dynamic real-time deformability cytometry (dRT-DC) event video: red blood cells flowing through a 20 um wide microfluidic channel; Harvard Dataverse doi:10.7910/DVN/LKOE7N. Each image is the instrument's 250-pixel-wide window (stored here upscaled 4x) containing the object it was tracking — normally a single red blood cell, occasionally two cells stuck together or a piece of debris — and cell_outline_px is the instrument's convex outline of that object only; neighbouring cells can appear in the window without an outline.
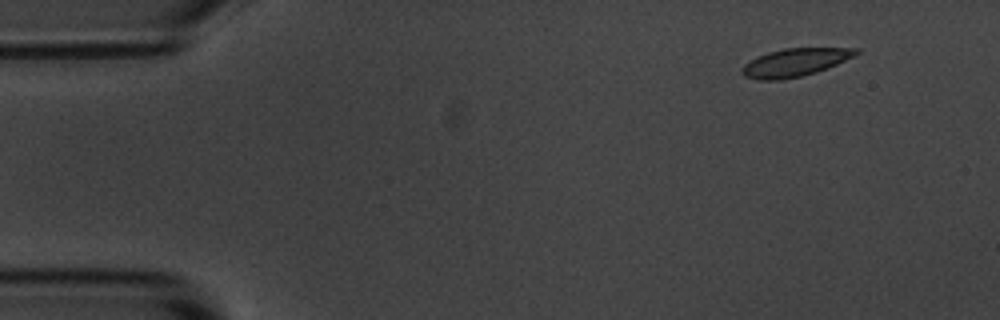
{"species": "common noctule bat (a hibernating species)", "species_latin": "Nyctalus noctula", "temperature_condition": "room temperature", "stored_images_in_passage": 4, "camera_frame_rate_fps": 3000, "um_per_image_px": 0.085, "animal": {"sex": "male", "body_mass_g": 20.1, "forearm_length_mm": 53.5}, "frame": {"image": 1, "passage_image": 1, "time_ms": 0.0, "image_size_px": [1000, 320], "cell_outline_px": [[860, 52], [828, 68], [816, 72], [800, 76], [780, 80], [760, 80], [744, 76], [740, 72], [740, 68], [744, 64], [756, 56], [768, 52], [784, 48], [860, 48]], "centroid_in_image_um": [67.51, 5.3], "position_along_channel_um": 17.5, "area_um2": 18.55}}
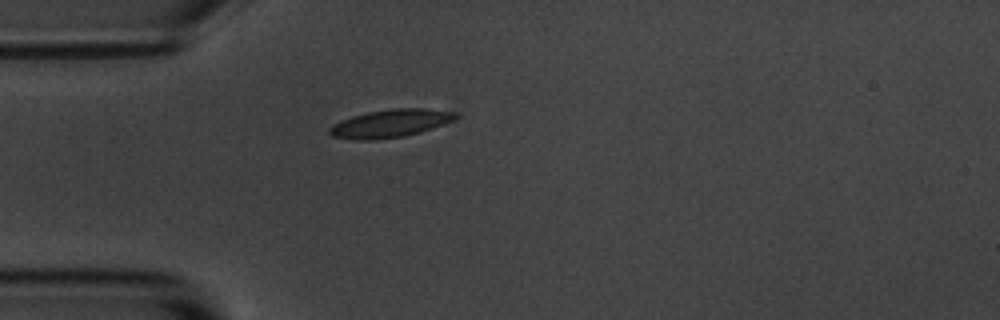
{"frame": {"image": 2, "passage_image": 4, "time_ms": 3.333, "image_size_px": [1000, 320], "cell_outline_px": [[456, 116], [452, 120], [432, 128], [420, 132], [404, 136], [376, 140], [356, 140], [332, 136], [328, 132], [328, 128], [332, 124], [340, 120], [352, 116], [368, 112], [392, 108], [424, 108], [452, 112]], "centroid_in_image_um": [33.08, 10.5], "position_along_channel_um": 51.9, "area_um2": 20.35}}